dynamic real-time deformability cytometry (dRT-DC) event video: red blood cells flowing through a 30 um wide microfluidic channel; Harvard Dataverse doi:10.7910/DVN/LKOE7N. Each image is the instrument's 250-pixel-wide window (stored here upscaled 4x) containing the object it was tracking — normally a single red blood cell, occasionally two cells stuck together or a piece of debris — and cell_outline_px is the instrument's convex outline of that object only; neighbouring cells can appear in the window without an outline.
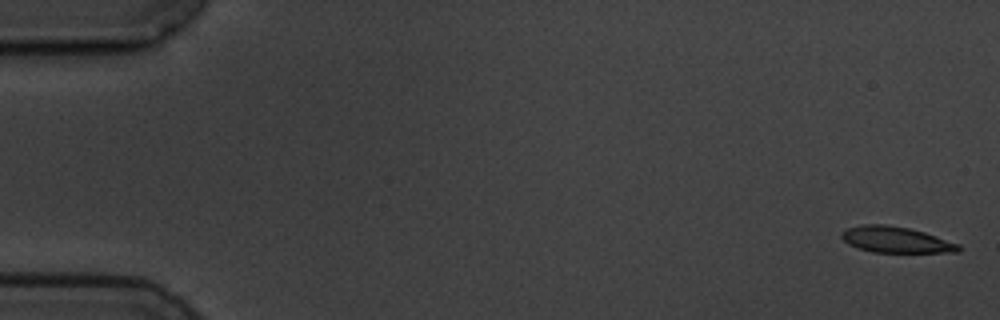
{"species": "common noctule bat (a hibernating species)", "species_latin": "Nyctalus noctula", "temperature_condition": "cold", "stored_images_in_passage": 5, "camera_frame_rate_fps": 3000, "um_per_image_px": 0.085, "animal": {"sex": "male", "body_mass_g": 19.5, "forearm_length_mm": 54.6}, "frame": {"image": 1, "passage_image": 1, "time_ms": 0.0, "image_size_px": [1000, 320], "cell_outline_px": [[960, 252], [872, 252], [848, 244], [840, 236], [840, 232], [848, 228], [864, 224], [884, 224], [908, 228], [924, 232], [960, 244]], "centroid_in_image_um": [76.14, 20.37], "position_along_channel_um": 8.9, "area_um2": 17.63}}
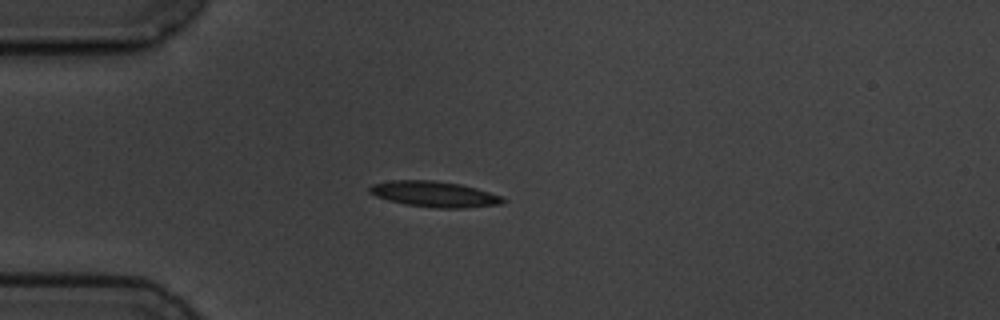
{"frame": {"image": 2, "passage_image": 5, "time_ms": 4.667, "image_size_px": [1000, 320], "cell_outline_px": [[508, 200], [504, 204], [464, 208], [436, 208], [404, 204], [388, 200], [376, 196], [368, 192], [368, 188], [372, 184], [392, 180], [432, 180], [460, 184], [476, 188], [500, 196]], "centroid_in_image_um": [36.92, 16.51], "position_along_channel_um": 48.1, "area_um2": 20.06}}